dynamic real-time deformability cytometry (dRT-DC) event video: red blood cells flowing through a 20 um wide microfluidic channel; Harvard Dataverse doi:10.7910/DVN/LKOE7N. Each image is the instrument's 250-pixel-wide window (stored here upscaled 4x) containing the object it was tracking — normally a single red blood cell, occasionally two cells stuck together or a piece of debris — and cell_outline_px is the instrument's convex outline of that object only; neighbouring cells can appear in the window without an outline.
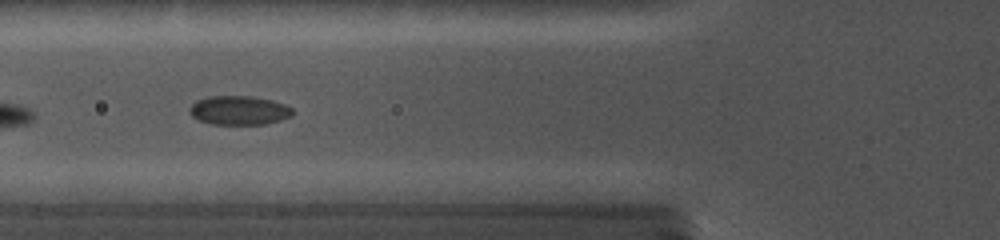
{"species": "common noctule bat (a hibernating species)", "species_latin": "Nyctalus noctula", "temperature_condition": "cold", "stored_images_in_passage": 29, "camera_frame_rate_fps": 5000, "um_per_image_px": 0.085, "animal": {"sex": "female", "body_mass_g": 19.0, "forearm_length_mm": 56.7}, "frame": {"image": 1, "passage_image": 5, "time_ms": 1.6, "image_size_px": [1000, 240], "cell_outline_px": [[292, 116], [280, 120], [264, 124], [212, 124], [196, 120], [188, 112], [188, 108], [196, 100], [208, 96], [252, 96], [272, 100], [284, 104], [292, 108]], "centroid_in_image_um": [20.27, 9.37], "position_along_channel_um": 105.5, "area_um2": 17.57}}
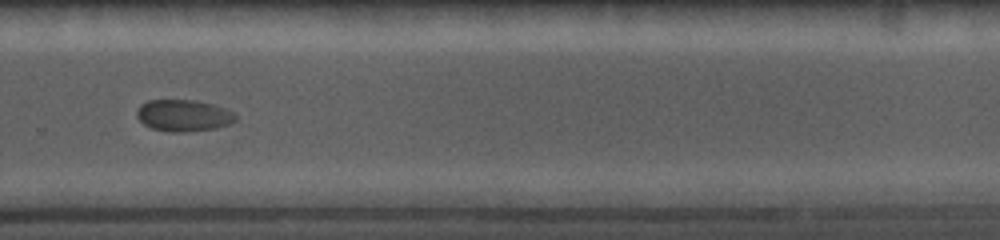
{"frame": {"image": 2, "passage_image": 19, "time_ms": 7.2, "image_size_px": [1000, 240], "cell_outline_px": [[236, 120], [232, 124], [216, 128], [188, 132], [168, 132], [152, 128], [144, 124], [136, 116], [136, 108], [140, 104], [148, 100], [196, 100], [212, 104], [224, 108], [232, 112], [236, 116]], "centroid_in_image_um": [15.58, 9.82], "position_along_channel_um": 314.2, "area_um2": 18.44}}
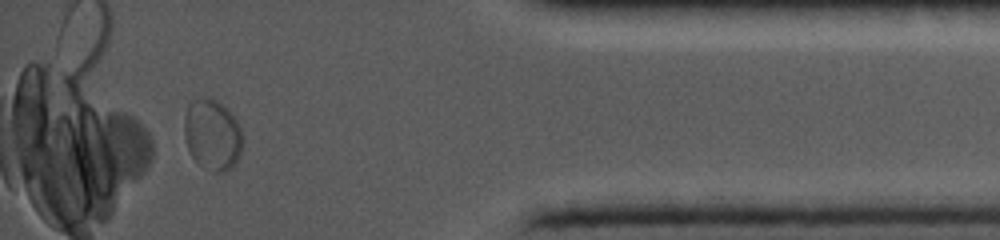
{"frame": {"image": 3, "passage_image": 28, "time_ms": 10.6, "image_size_px": [1000, 240], "cell_outline_px": [[244, 132], [240, 156], [224, 172], [216, 172], [196, 160], [192, 156], [188, 148], [184, 136], [184, 116], [188, 104], [192, 100], [208, 96], [216, 100], [236, 120]], "centroid_in_image_um": [18.04, 11.4], "position_along_channel_um": 417.2, "area_um2": 23.81}}